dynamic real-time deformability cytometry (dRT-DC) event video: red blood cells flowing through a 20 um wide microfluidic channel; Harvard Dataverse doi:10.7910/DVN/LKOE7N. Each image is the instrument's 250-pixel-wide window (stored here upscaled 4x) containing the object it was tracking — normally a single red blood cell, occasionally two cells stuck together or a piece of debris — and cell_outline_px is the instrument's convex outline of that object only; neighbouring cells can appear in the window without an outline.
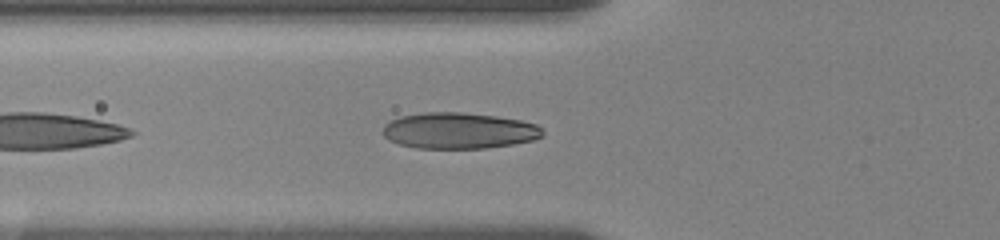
{"species": "human", "species_latin": "Homo sapiens", "temperature_condition": "room temperature", "stored_images_in_passage": 31, "camera_frame_rate_fps": 3000, "um_per_image_px": 0.085, "donor": {"sex": "female"}, "frame": {"image": 1, "passage_image": 3, "time_ms": 1.0, "image_size_px": [1000, 240], "cell_outline_px": [[544, 136], [532, 140], [512, 144], [488, 148], [416, 148], [400, 144], [388, 140], [380, 132], [384, 124], [400, 116], [424, 112], [460, 112], [496, 116], [520, 120], [536, 124], [544, 132]], "centroid_in_image_um": [38.97, 11.1], "position_along_channel_um": 86.8, "area_um2": 33.76}}
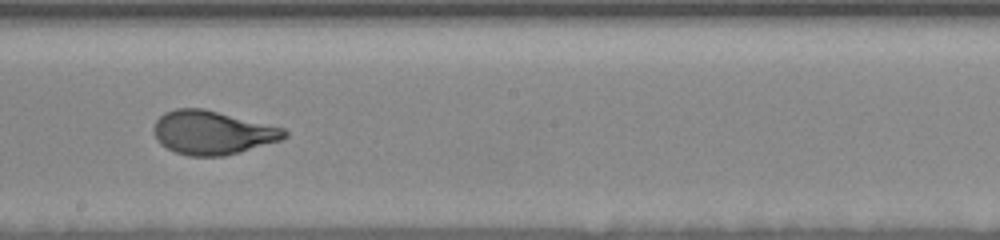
{"frame": {"image": 2, "passage_image": 11, "time_ms": 5.0, "image_size_px": [1000, 240], "cell_outline_px": [[288, 136], [280, 140], [240, 152], [224, 156], [188, 156], [176, 152], [160, 144], [156, 140], [152, 132], [152, 128], [156, 120], [164, 112], [176, 108], [204, 108], [284, 128], [288, 132]], "centroid_in_image_um": [18.02, 11.27], "position_along_channel_um": 230.2, "area_um2": 33.41}}
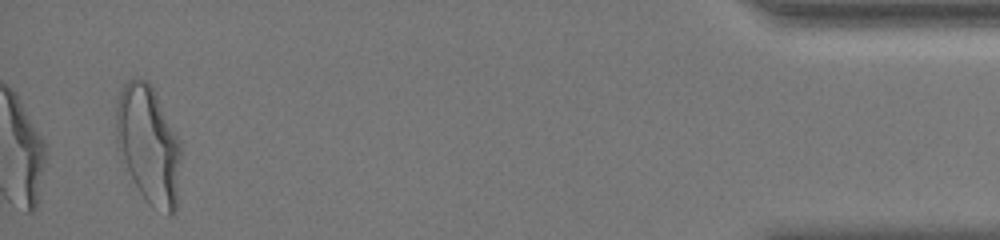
{"frame": {"image": 3, "passage_image": 31, "time_ms": 12.333, "image_size_px": [1000, 240], "cell_outline_px": [[180, 156], [176, 212], [168, 216], [152, 208], [144, 200], [120, 164], [116, 144], [116, 104], [120, 92], [124, 84], [128, 80], [148, 80], [152, 84], [180, 140]], "centroid_in_image_um": [12.59, 12.36], "position_along_channel_um": 422.6, "area_um2": 45.66}, "authors_computed_cell_mechanics": {"area_um2": 33.4084, "velocity_mm_per_s": 3.5633, "shape_relaxation_time_tau1_ms": 3.7039, "shape_relaxation_time_tau2_ms": null, "deformation_change_tau1": 0.1664, "deformation_change_tau2": null}}